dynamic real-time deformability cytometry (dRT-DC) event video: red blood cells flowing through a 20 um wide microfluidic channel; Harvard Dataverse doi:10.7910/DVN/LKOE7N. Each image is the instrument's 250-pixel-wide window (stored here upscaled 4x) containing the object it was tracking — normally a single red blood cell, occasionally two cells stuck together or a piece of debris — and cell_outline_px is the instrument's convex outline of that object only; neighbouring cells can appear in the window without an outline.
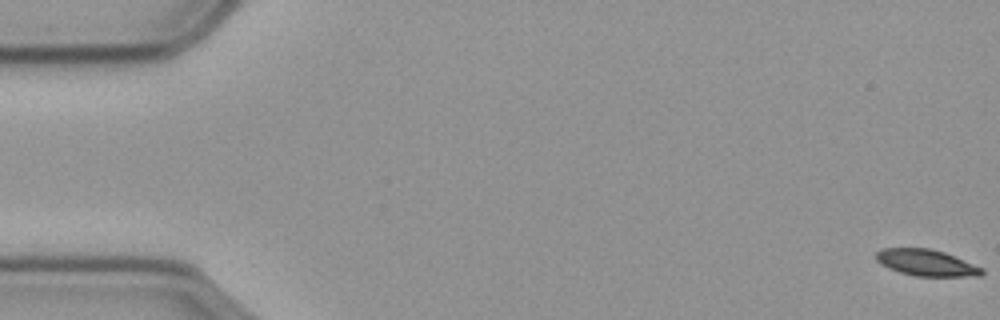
{"species": "common noctule bat (a hibernating species)", "species_latin": "Nyctalus noctula", "temperature_condition": "cold", "stored_images_in_passage": 59, "camera_frame_rate_fps": 3000, "um_per_image_px": 0.085, "animal": {"sex": "male", "body_mass_g": 23.1, "forearm_length_mm": 52.7}, "frame": {"image": 1, "passage_image": 1, "time_ms": 0.0, "image_size_px": [1000, 320], "cell_outline_px": [[984, 272], [980, 276], [916, 276], [900, 272], [888, 268], [876, 260], [876, 252], [880, 248], [928, 248], [944, 252], [956, 256], [984, 268]], "centroid_in_image_um": [78.76, 22.32], "position_along_channel_um": 6.2, "area_um2": 16.36}}
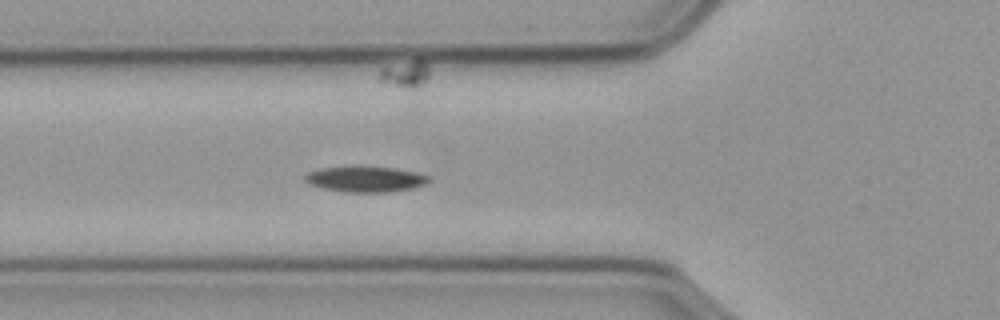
{"frame": {"image": 2, "passage_image": 21, "time_ms": 6.667, "image_size_px": [1000, 320], "cell_outline_px": [[432, 180], [424, 184], [412, 188], [388, 192], [348, 192], [324, 188], [308, 184], [304, 180], [304, 176], [308, 172], [320, 168], [352, 164], [364, 164], [392, 168], [416, 172], [428, 176]], "centroid_in_image_um": [31.01, 15.18], "position_along_channel_um": 94.8, "area_um2": 19.13}}
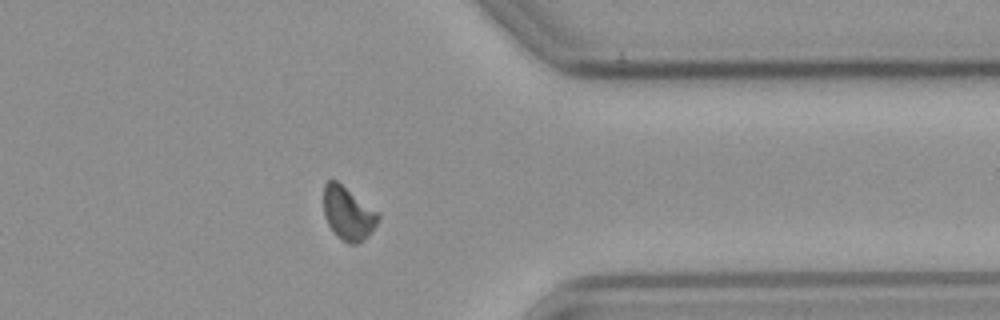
{"frame": {"image": 3, "passage_image": 46, "time_ms": 15.0, "image_size_px": [1000, 320], "cell_outline_px": [[380, 216], [372, 232], [364, 240], [356, 244], [348, 244], [328, 224], [324, 216], [324, 184], [328, 180], [336, 180], [376, 212]], "centroid_in_image_um": [29.57, 18.14], "position_along_channel_um": 381.8, "area_um2": 16.36}}